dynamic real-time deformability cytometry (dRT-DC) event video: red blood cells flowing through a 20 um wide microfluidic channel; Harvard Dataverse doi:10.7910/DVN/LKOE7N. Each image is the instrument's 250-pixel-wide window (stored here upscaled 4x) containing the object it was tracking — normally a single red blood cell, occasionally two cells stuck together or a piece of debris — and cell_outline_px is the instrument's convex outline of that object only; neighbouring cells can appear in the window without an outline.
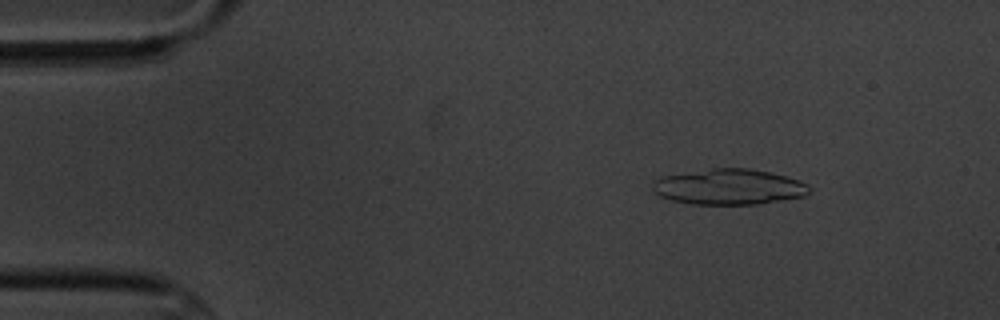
{"species": "common noctule bat (a hibernating species)", "species_latin": "Nyctalus noctula", "temperature_condition": "cold", "stored_images_in_passage": 7, "segment_of_instrument_passage": [1, 2], "camera_frame_rate_fps": 3000, "um_per_image_px": 0.085, "animal": {"sex": "male", "body_mass_g": 20.1, "forearm_length_mm": 53.5}, "frame": {"image": 1, "passage_image": 1, "time_ms": 0.0, "image_size_px": [1000, 320], "cell_outline_px": [[812, 192], [804, 196], [760, 204], [692, 204], [672, 200], [660, 196], [652, 188], [652, 184], [660, 176], [712, 168], [748, 168], [788, 176], [800, 180], [808, 184], [812, 188]], "centroid_in_image_um": [62.01, 15.88], "position_along_channel_um": 23.0, "area_um2": 32.71}}